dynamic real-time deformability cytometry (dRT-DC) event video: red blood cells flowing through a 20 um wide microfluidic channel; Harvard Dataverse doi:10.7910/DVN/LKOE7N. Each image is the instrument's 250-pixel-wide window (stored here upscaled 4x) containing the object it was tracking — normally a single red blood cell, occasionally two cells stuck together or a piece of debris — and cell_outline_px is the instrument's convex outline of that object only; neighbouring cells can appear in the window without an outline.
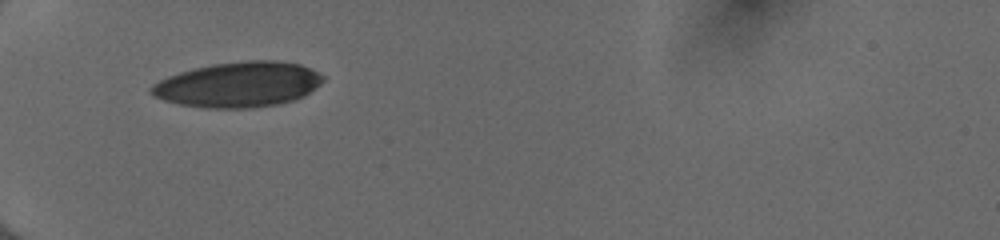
{"species": "human", "species_latin": "Homo sapiens", "temperature_condition": "cold", "stored_images_in_passage": 34, "camera_frame_rate_fps": 3000, "um_per_image_px": 0.085, "donor": {"sex": "female"}, "frame": {"image": 1, "passage_image": 1, "time_ms": 0.0, "image_size_px": [1000, 240], "cell_outline_px": [[324, 80], [320, 84], [304, 96], [296, 100], [280, 104], [252, 108], [208, 108], [180, 104], [164, 100], [148, 92], [148, 88], [152, 84], [168, 76], [180, 72], [212, 64], [248, 60], [276, 60], [300, 64], [324, 76]], "centroid_in_image_um": [20.27, 7.19], "position_along_channel_um": 64.7, "area_um2": 45.32}}
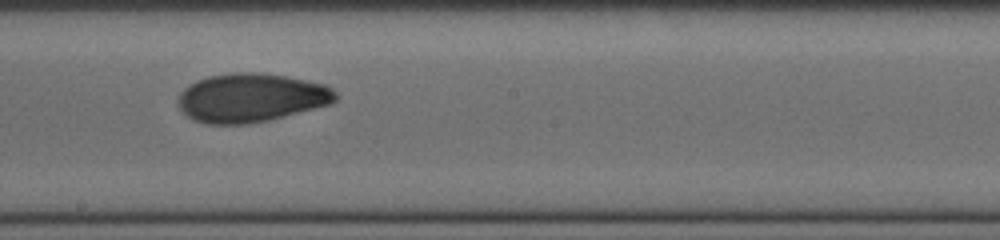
{"frame": {"image": 2, "passage_image": 14, "time_ms": 4.333, "image_size_px": [1000, 240], "cell_outline_px": [[340, 96], [336, 100], [328, 104], [268, 120], [248, 124], [208, 124], [192, 120], [180, 108], [176, 100], [180, 92], [184, 88], [196, 80], [208, 76], [232, 72], [260, 72], [288, 76], [328, 84]], "centroid_in_image_um": [21.34, 8.29], "position_along_channel_um": 226.9, "area_um2": 45.03}}
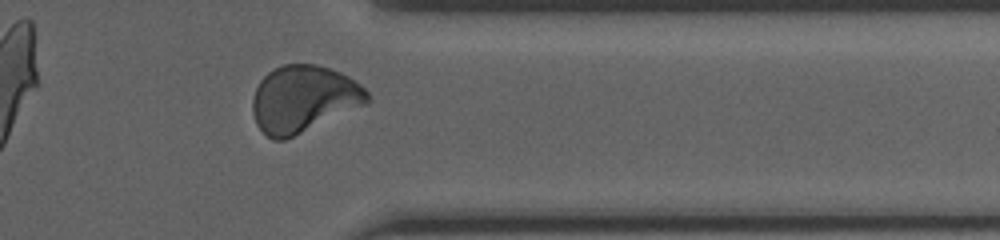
{"frame": {"image": 3, "passage_image": 26, "time_ms": 8.333, "image_size_px": [1000, 240], "cell_outline_px": [[372, 100], [368, 104], [284, 140], [272, 140], [256, 124], [252, 112], [252, 100], [256, 88], [260, 80], [268, 72], [284, 64], [316, 64], [340, 72], [348, 76], [360, 84], [368, 92]], "centroid_in_image_um": [25.82, 8.41], "position_along_channel_um": 385.6, "area_um2": 44.74}, "authors_computed_cell_mechanics": {"area_um2": 43.7257, "velocity_mm_per_s": 4.0238, "shape_relaxation_time_tau1_ms": 5.5868, "shape_relaxation_time_tau2_ms": 1.9324, "deformation_change_tau1": 0.1522, "deformation_change_tau2": 0.0655}}